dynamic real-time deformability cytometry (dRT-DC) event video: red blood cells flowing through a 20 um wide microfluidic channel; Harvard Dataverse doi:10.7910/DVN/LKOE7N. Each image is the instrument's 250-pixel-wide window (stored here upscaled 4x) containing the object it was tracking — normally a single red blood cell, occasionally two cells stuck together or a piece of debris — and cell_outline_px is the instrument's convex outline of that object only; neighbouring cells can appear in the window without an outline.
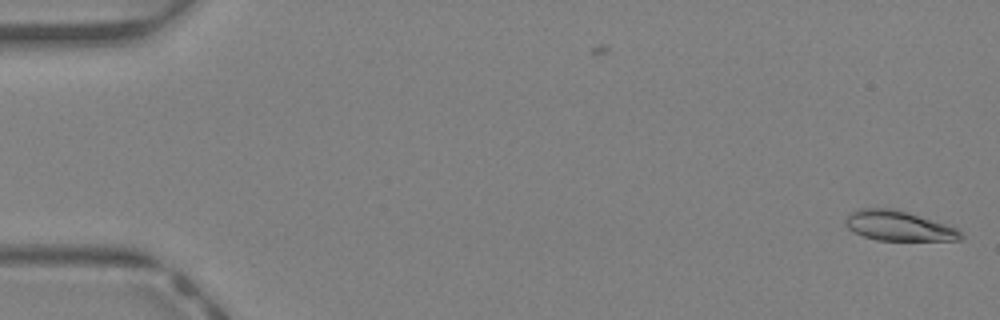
{"species": "Egyptian fruit bat (a non-hibernating species)", "species_latin": "Rousettus aegyptiacus", "temperature_condition": "warm", "stored_images_in_passage": 44, "camera_frame_rate_fps": 3000, "um_per_image_px": 0.085, "animal": {"sex": "female"}, "frame": {"image": 1, "passage_image": 1, "time_ms": 0.0, "image_size_px": [1000, 320], "cell_outline_px": [[964, 236], [960, 240], [876, 240], [864, 236], [848, 228], [844, 220], [852, 212], [860, 208], [888, 208], [908, 212], [956, 228]], "centroid_in_image_um": [76.37, 19.2], "position_along_channel_um": 8.6, "area_um2": 19.71}}
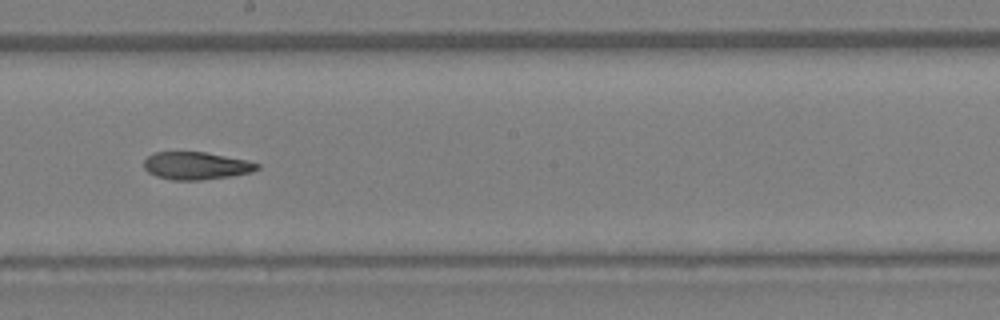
{"frame": {"image": 2, "passage_image": 25, "time_ms": 8.0, "image_size_px": [1000, 320], "cell_outline_px": [[260, 168], [252, 172], [228, 176], [200, 180], [172, 180], [156, 176], [148, 172], [144, 168], [144, 160], [148, 156], [156, 152], [204, 152], [244, 160], [260, 164]], "centroid_in_image_um": [16.64, 14.09], "position_along_channel_um": 231.6, "area_um2": 17.98}}
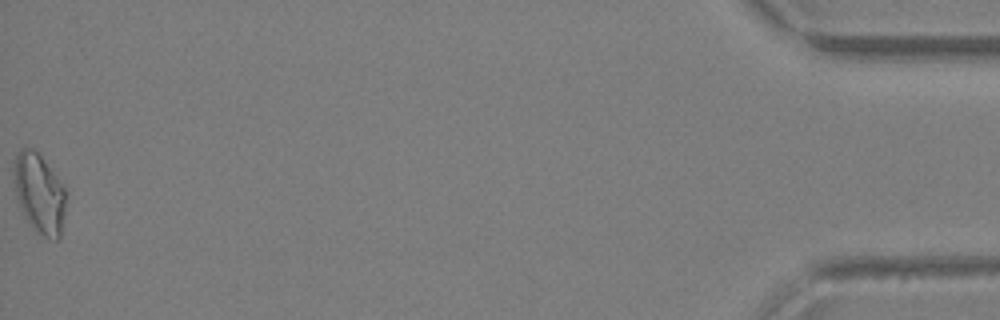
{"frame": {"image": 3, "passage_image": 44, "time_ms": 14.333, "image_size_px": [1000, 320], "cell_outline_px": [[64, 212], [60, 236], [56, 240], [44, 236], [36, 232], [28, 220], [16, 196], [12, 172], [12, 160], [20, 148], [32, 148], [40, 156], [56, 176], [64, 188]], "centroid_in_image_um": [3.29, 16.39], "position_along_channel_um": 431.9, "area_um2": 23.7}, "authors_computed_cell_mechanics": {"area_um2": 19.3052, "velocity_mm_per_s": 4.7472, "shape_relaxation_time_tau1_ms": null, "shape_relaxation_time_tau2_ms": 2.2814, "deformation_change_tau1": null, "deformation_change_tau2": 0.1024}}